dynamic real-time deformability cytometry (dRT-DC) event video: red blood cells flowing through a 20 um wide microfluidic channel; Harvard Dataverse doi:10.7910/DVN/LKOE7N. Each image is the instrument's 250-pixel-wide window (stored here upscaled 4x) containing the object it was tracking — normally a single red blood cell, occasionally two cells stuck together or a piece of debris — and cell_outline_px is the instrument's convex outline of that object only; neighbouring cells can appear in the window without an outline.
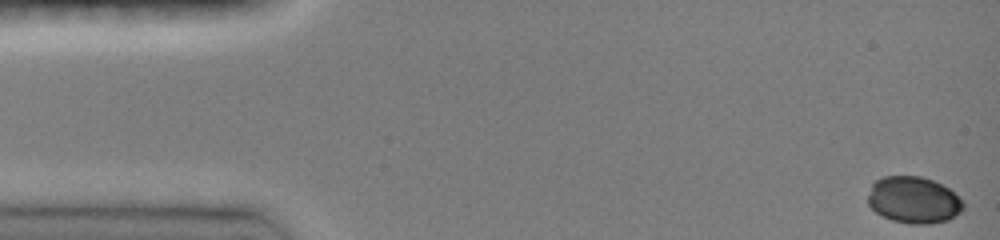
{"species": "common noctule bat (a hibernating species)", "species_latin": "Nyctalus noctula", "temperature_condition": "room temperature", "stored_images_in_passage": 30, "camera_frame_rate_fps": 3000, "um_per_image_px": 0.085, "animal": {"sex": "female", "body_mass_g": 19.0, "forearm_length_mm": 51.5}, "frame": {"image": 1, "passage_image": 1, "time_ms": 0.0, "image_size_px": [1000, 240], "cell_outline_px": [[964, 208], [960, 212], [948, 220], [928, 224], [912, 224], [892, 220], [876, 212], [868, 204], [868, 196], [872, 184], [876, 180], [884, 176], [920, 176], [932, 180], [948, 188], [964, 204]], "centroid_in_image_um": [77.64, 17.0], "position_along_channel_um": 7.4, "area_um2": 25.66}}
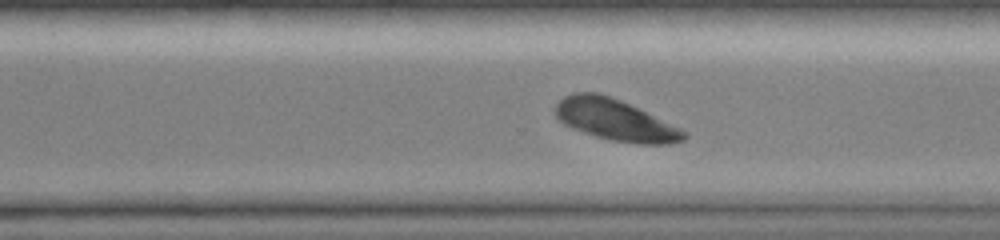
{"frame": {"image": 2, "passage_image": 20, "time_ms": 6.333, "image_size_px": [1000, 240], "cell_outline_px": [[688, 136], [684, 140], [668, 144], [640, 144], [612, 140], [596, 136], [572, 128], [564, 124], [556, 116], [556, 104], [564, 96], [576, 92], [596, 92], [620, 100], [680, 128], [688, 132]], "centroid_in_image_um": [52.3, 10.2], "position_along_channel_um": 318.3, "area_um2": 30.52}}
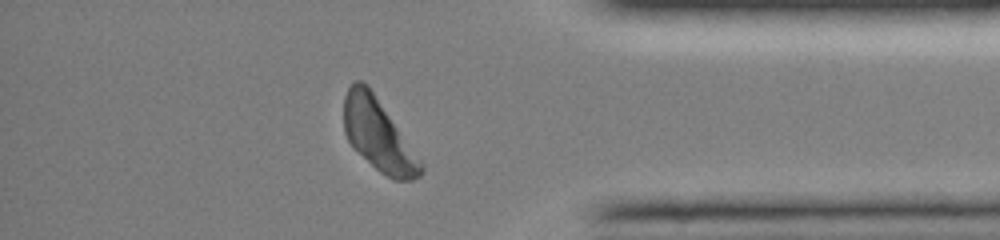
{"frame": {"image": 3, "passage_image": 27, "time_ms": 8.667, "image_size_px": [1000, 240], "cell_outline_px": [[424, 172], [420, 176], [412, 180], [392, 180], [380, 172], [348, 140], [344, 132], [344, 96], [348, 88], [356, 80], [360, 80], [368, 84], [424, 164]], "centroid_in_image_um": [32.18, 11.47], "position_along_channel_um": 403.0, "area_um2": 31.85}}